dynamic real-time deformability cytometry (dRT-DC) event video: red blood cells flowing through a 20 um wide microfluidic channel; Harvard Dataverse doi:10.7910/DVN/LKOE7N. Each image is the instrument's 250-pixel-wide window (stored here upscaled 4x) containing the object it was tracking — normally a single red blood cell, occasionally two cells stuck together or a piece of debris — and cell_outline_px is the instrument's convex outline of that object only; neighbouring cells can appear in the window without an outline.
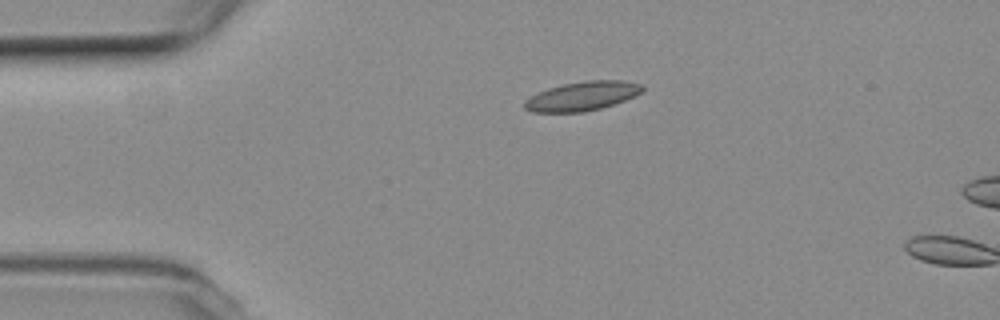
{"species": "common noctule bat (a hibernating species)", "species_latin": "Nyctalus noctula", "temperature_condition": "room temperature", "stored_images_in_passage": 2, "camera_frame_rate_fps": 3000, "um_per_image_px": 0.085, "animal": {"sex": "female", "body_mass_g": 19.3, "forearm_length_mm": 54.1}, "frame": {"image": 1, "passage_image": 1, "time_ms": 0.0, "image_size_px": [1000, 320], "cell_outline_px": [[644, 92], [636, 96], [600, 108], [584, 112], [532, 112], [524, 108], [524, 100], [548, 88], [564, 84], [584, 80], [624, 80], [644, 84]], "centroid_in_image_um": [49.54, 8.16], "position_along_channel_um": 35.5, "area_um2": 20.06}}